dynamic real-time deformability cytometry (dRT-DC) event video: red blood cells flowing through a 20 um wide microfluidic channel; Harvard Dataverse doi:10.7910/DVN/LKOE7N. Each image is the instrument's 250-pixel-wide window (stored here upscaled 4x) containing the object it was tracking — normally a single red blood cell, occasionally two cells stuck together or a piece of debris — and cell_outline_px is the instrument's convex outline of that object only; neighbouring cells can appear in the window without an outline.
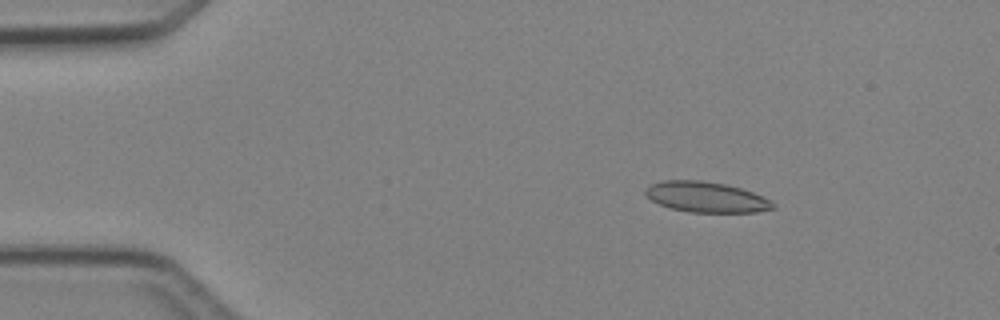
{"species": "Egyptian fruit bat (a non-hibernating species)", "species_latin": "Rousettus aegyptiacus", "temperature_condition": "cold", "stored_images_in_passage": 4, "camera_frame_rate_fps": 3000, "um_per_image_px": 0.085, "animal": {"sex": "female"}, "frame": {"image": 1, "passage_image": 3, "time_ms": 2.333, "image_size_px": [1000, 320], "cell_outline_px": [[776, 208], [756, 212], [688, 212], [672, 208], [660, 204], [652, 200], [644, 192], [652, 184], [664, 180], [700, 180], [724, 184], [740, 188], [752, 192], [776, 204]], "centroid_in_image_um": [60.04, 16.75], "position_along_channel_um": 25.0, "area_um2": 22.31}}